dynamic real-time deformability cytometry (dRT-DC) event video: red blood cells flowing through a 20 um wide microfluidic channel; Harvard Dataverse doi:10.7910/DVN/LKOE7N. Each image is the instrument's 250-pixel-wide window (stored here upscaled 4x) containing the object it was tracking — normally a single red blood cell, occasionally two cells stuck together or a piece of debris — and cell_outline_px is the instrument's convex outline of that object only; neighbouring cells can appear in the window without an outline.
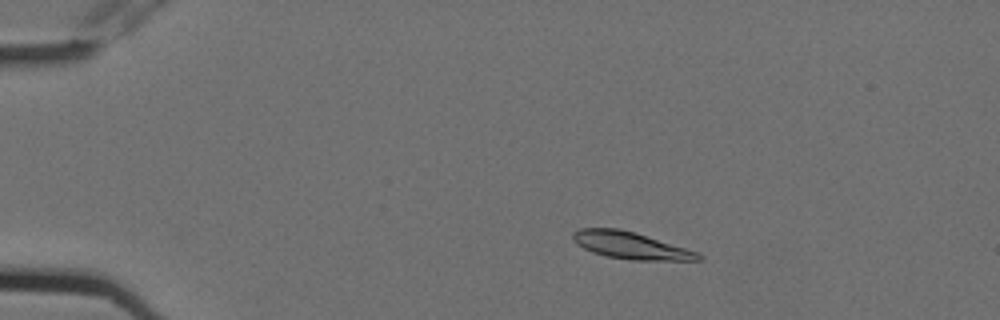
{"species": "Egyptian fruit bat (a non-hibernating species)", "species_latin": "Rousettus aegyptiacus", "temperature_condition": "cold", "stored_images_in_passage": 5, "camera_frame_rate_fps": 3000, "um_per_image_px": 0.085, "animal": {"sex": "female"}, "frame": {"image": 1, "passage_image": 3, "time_ms": 0.667, "image_size_px": [1000, 320], "cell_outline_px": [[704, 260], [632, 260], [608, 256], [592, 252], [584, 248], [572, 240], [572, 232], [580, 228], [620, 228], [684, 248], [696, 252], [704, 256]], "centroid_in_image_um": [53.56, 20.86], "position_along_channel_um": 31.4, "area_um2": 19.36}}
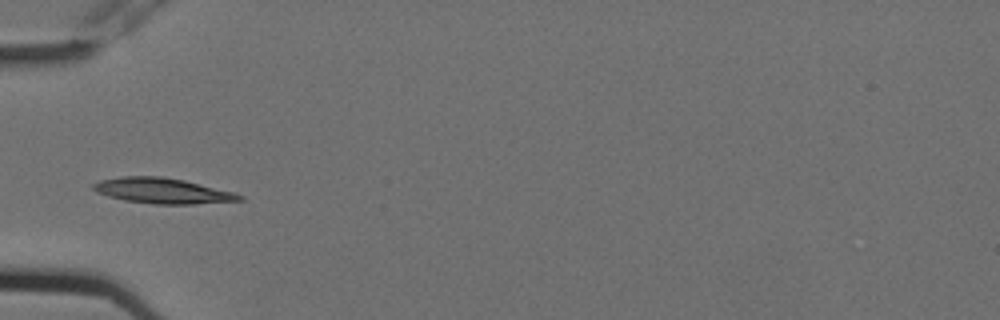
{"frame": {"image": 2, "passage_image": 5, "time_ms": 1.333, "image_size_px": [1000, 320], "cell_outline_px": [[244, 200], [192, 204], [152, 204], [124, 200], [108, 196], [96, 192], [92, 188], [92, 184], [100, 180], [120, 176], [160, 176], [184, 180], [232, 192], [244, 196]], "centroid_in_image_um": [13.77, 16.21], "position_along_channel_um": 71.2, "area_um2": 21.62}}